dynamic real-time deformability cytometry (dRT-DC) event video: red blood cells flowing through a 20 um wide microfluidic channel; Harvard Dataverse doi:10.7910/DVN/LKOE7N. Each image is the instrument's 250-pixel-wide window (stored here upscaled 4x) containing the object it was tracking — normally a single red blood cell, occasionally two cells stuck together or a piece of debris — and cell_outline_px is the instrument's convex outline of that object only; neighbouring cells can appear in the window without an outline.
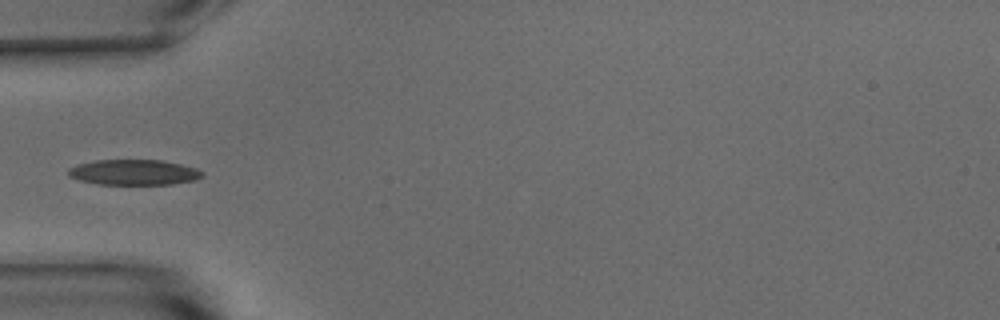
{"species": "common noctule bat (a hibernating species)", "species_latin": "Nyctalus noctula", "temperature_condition": "warm", "stored_images_in_passage": 6, "camera_frame_rate_fps": 3000, "um_per_image_px": 0.085, "animal": {"sex": "male", "body_mass_g": 15.6}, "frame": {"image": 1, "passage_image": 1, "time_ms": 0.0, "image_size_px": [1000, 320], "cell_outline_px": [[204, 176], [196, 180], [172, 184], [96, 184], [80, 180], [68, 176], [68, 168], [76, 164], [96, 160], [164, 160], [196, 168], [204, 172]], "centroid_in_image_um": [11.39, 14.64], "position_along_channel_um": 73.6, "area_um2": 20.0}}